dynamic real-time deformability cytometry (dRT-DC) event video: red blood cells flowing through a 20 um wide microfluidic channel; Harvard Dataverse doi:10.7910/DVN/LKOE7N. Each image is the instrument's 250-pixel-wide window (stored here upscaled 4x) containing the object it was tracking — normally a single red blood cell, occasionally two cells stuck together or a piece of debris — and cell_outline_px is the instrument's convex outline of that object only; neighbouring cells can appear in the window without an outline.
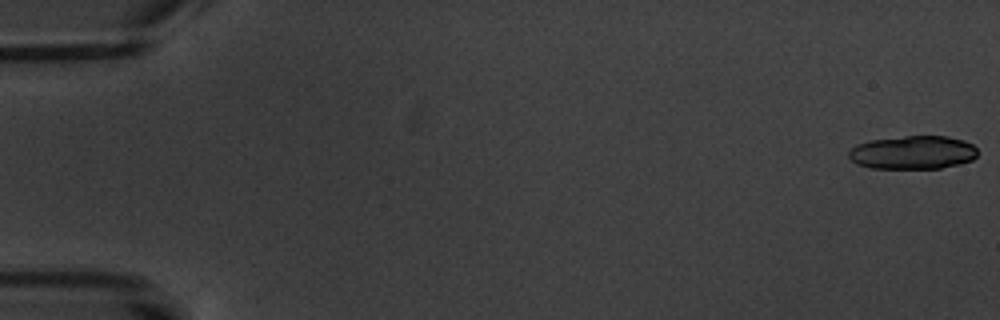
{"species": "common noctule bat (a hibernating species)", "species_latin": "Nyctalus noctula", "temperature_condition": "warm", "stored_images_in_passage": 8, "camera_frame_rate_fps": 3000, "um_per_image_px": 0.085, "animal": {"sex": "male", "body_mass_g": 20.1, "forearm_length_mm": 53.5}, "frame": {"image": 1, "passage_image": 1, "time_ms": 0.0, "image_size_px": [1000, 320], "cell_outline_px": [[976, 156], [972, 160], [960, 164], [940, 168], [872, 168], [856, 164], [848, 156], [848, 152], [852, 148], [860, 144], [872, 140], [904, 136], [948, 136], [964, 140], [972, 144], [976, 148]], "centroid_in_image_um": [77.62, 12.96], "position_along_channel_um": 7.4, "area_um2": 24.97}}